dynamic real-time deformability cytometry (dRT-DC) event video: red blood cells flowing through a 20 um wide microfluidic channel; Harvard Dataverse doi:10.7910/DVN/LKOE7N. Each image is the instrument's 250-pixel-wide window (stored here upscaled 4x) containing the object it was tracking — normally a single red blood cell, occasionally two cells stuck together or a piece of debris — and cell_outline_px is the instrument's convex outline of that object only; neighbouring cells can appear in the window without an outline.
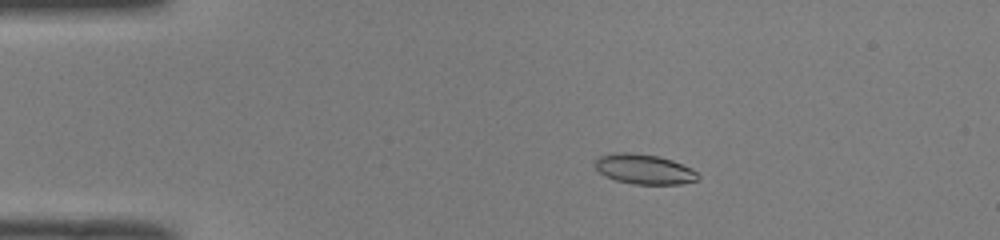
{"species": "common noctule bat (a hibernating species)", "species_latin": "Nyctalus noctula", "temperature_condition": "room temperature", "stored_images_in_passage": 51, "camera_frame_rate_fps": 3000, "um_per_image_px": 0.085, "animal": {"sex": "male", "body_mass_g": 19.0, "forearm_length_mm": 50.8}, "frame": {"image": 1, "passage_image": 10, "time_ms": 3.0, "image_size_px": [1000, 240], "cell_outline_px": [[700, 180], [680, 184], [632, 184], [616, 180], [604, 176], [596, 168], [596, 160], [600, 156], [620, 152], [628, 152], [660, 156], [672, 160], [692, 168], [700, 176]], "centroid_in_image_um": [54.8, 14.39], "position_along_channel_um": 30.2, "area_um2": 17.98}}
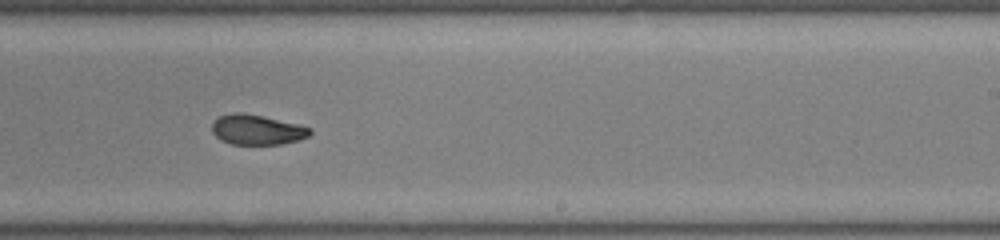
{"frame": {"image": 2, "passage_image": 32, "time_ms": 10.333, "image_size_px": [1000, 240], "cell_outline_px": [[312, 132], [308, 136], [300, 140], [284, 144], [232, 144], [220, 140], [212, 132], [212, 124], [220, 116], [232, 112], [240, 112], [260, 116], [296, 124], [312, 128]], "centroid_in_image_um": [21.84, 11.04], "position_along_channel_um": 267.2, "area_um2": 16.99}}
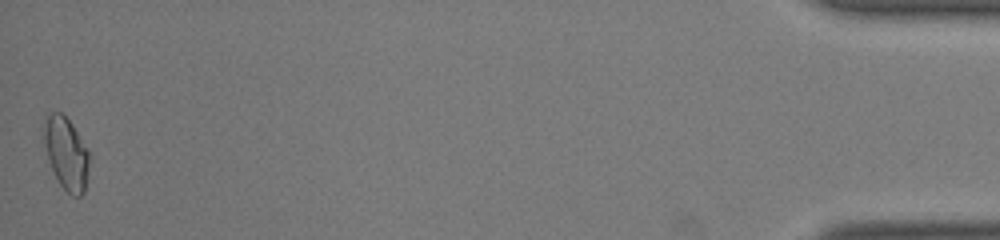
{"frame": {"image": 3, "passage_image": 51, "time_ms": 16.667, "image_size_px": [1000, 240], "cell_outline_px": [[88, 164], [84, 192], [80, 196], [72, 196], [60, 184], [48, 160], [44, 140], [44, 128], [48, 116], [52, 112], [60, 112], [72, 124], [88, 148]], "centroid_in_image_um": [5.64, 13.04], "position_along_channel_um": 429.6, "area_um2": 18.55}, "authors_computed_cell_mechanics": {"area_um2": 17.918, "velocity_mm_per_s": 4.0153, "shape_relaxation_time_tau1_ms": 7.3597, "shape_relaxation_time_tau2_ms": 2.4304, "deformation_change_tau1": 0.218, "deformation_change_tau2": 0.0686}}